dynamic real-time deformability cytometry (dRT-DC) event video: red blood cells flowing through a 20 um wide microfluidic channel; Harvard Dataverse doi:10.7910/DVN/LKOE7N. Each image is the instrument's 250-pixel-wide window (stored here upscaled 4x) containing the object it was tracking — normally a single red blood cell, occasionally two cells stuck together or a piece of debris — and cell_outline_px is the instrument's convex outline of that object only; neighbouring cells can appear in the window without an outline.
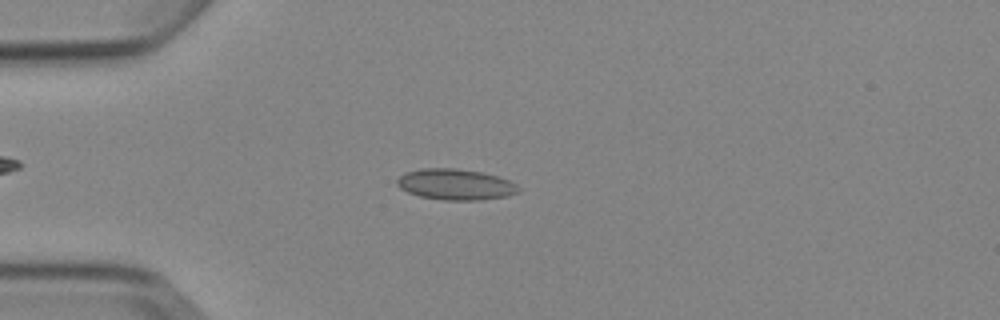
{"species": "Egyptian fruit bat (a non-hibernating species)", "species_latin": "Rousettus aegyptiacus", "temperature_condition": "cold", "stored_images_in_passage": 6, "camera_frame_rate_fps": 3000, "um_per_image_px": 0.085, "animal": {"sex": "female"}, "frame": {"image": 1, "passage_image": 3, "time_ms": 3.333, "image_size_px": [1000, 320], "cell_outline_px": [[520, 192], [508, 196], [480, 200], [444, 200], [420, 196], [408, 192], [400, 188], [396, 184], [396, 180], [404, 172], [420, 168], [456, 168], [480, 172], [496, 176], [508, 180], [516, 184], [520, 188]], "centroid_in_image_um": [38.71, 15.67], "position_along_channel_um": 46.3, "area_um2": 21.96}}
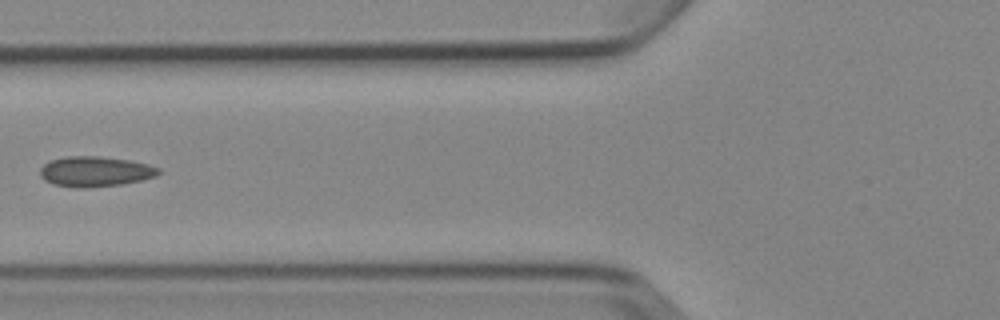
{"frame": {"image": 2, "passage_image": 5, "time_ms": 5.667, "image_size_px": [1000, 320], "cell_outline_px": [[160, 172], [156, 176], [140, 180], [120, 184], [84, 188], [80, 188], [52, 184], [44, 180], [40, 176], [40, 168], [44, 164], [52, 160], [68, 156], [96, 156], [128, 160], [148, 164], [160, 168]], "centroid_in_image_um": [8.07, 14.58], "position_along_channel_um": 117.7, "area_um2": 20.69}}
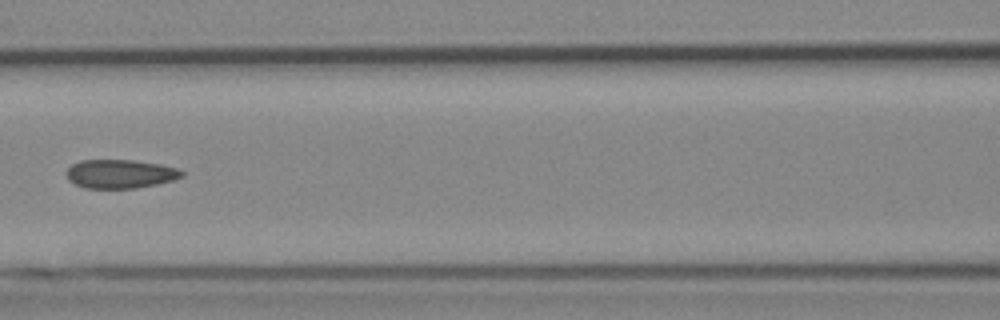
{"frame": {"image": 3, "passage_image": 6, "time_ms": 6.667, "image_size_px": [1000, 320], "cell_outline_px": [[184, 176], [172, 180], [156, 184], [136, 188], [84, 188], [68, 180], [64, 172], [72, 164], [80, 160], [132, 160], [160, 164], [176, 168], [184, 172]], "centroid_in_image_um": [10.18, 14.78], "position_along_channel_um": 156.4, "area_um2": 19.36}}